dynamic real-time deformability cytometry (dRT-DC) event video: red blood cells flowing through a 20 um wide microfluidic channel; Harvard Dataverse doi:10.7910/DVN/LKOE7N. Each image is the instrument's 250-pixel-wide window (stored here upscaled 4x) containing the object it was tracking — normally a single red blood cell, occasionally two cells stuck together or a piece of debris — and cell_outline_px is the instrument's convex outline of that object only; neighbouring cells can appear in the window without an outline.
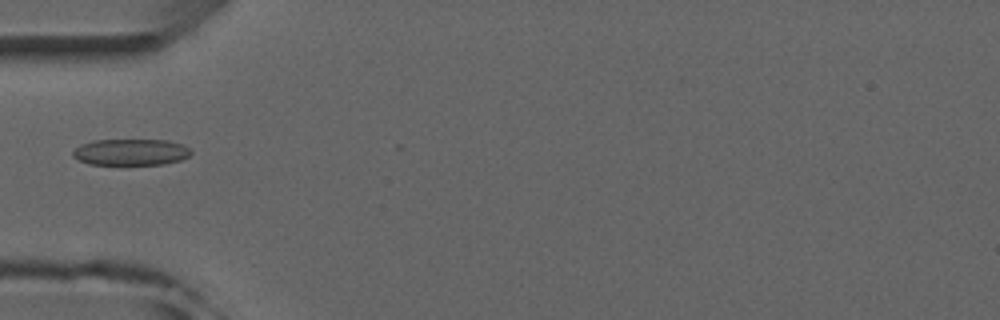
{"species": "common noctule bat (a hibernating species)", "species_latin": "Nyctalus noctula", "temperature_condition": "room temperature", "stored_images_in_passage": 4, "camera_frame_rate_fps": 3000, "um_per_image_px": 0.085, "animal": {"sex": "male", "forearm_length_mm": 52.5}, "frame": {"image": 1, "passage_image": 4, "time_ms": 4.333, "image_size_px": [1000, 320], "cell_outline_px": [[192, 152], [188, 156], [180, 160], [164, 164], [88, 164], [72, 156], [72, 152], [80, 144], [92, 140], [168, 140], [184, 144]], "centroid_in_image_um": [11.12, 12.92], "position_along_channel_um": 73.9, "area_um2": 18.15}}